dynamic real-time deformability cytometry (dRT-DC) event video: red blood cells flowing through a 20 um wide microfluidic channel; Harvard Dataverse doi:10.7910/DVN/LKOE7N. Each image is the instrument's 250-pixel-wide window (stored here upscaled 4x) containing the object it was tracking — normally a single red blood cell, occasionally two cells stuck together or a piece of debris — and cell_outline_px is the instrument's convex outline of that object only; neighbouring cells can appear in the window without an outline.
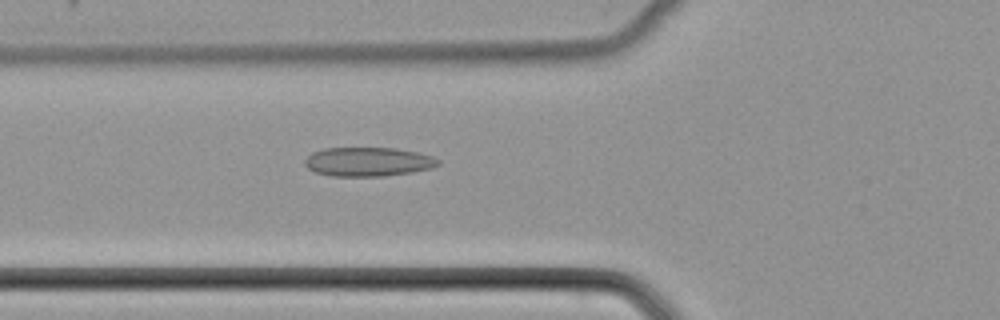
{"species": "common noctule bat (a hibernating species)", "species_latin": "Nyctalus noctula", "temperature_condition": "cold", "stored_images_in_passage": 47, "camera_frame_rate_fps": 3000, "um_per_image_px": 0.085, "animal": {"sex": "female", "body_mass_g": 22.7, "forearm_length_mm": 54.2}, "frame": {"image": 1, "passage_image": 15, "time_ms": 4.667, "image_size_px": [1000, 320], "cell_outline_px": [[440, 164], [432, 168], [412, 172], [384, 176], [332, 176], [316, 172], [308, 168], [304, 164], [304, 160], [312, 152], [324, 148], [396, 148], [416, 152], [432, 156], [440, 160]], "centroid_in_image_um": [31.29, 13.75], "position_along_channel_um": 94.5, "area_um2": 22.6}}
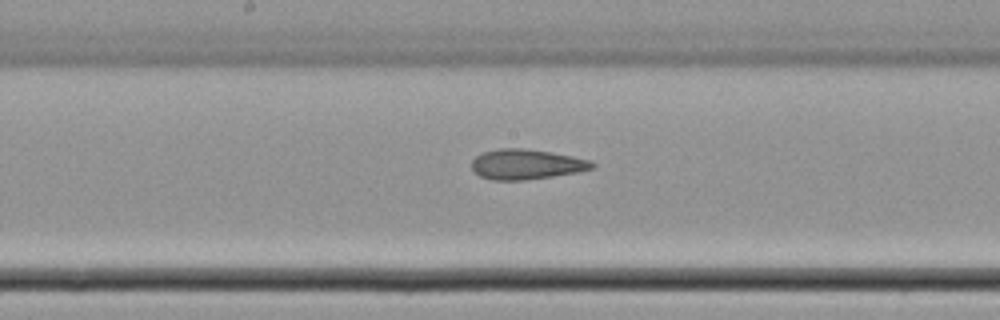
{"frame": {"image": 2, "passage_image": 23, "time_ms": 7.333, "image_size_px": [1000, 320], "cell_outline_px": [[596, 164], [592, 168], [580, 172], [524, 180], [492, 180], [480, 176], [472, 168], [472, 160], [476, 156], [484, 152], [500, 148], [524, 148], [552, 152], [592, 160]], "centroid_in_image_um": [44.77, 13.96], "position_along_channel_um": 203.4, "area_um2": 21.15}}
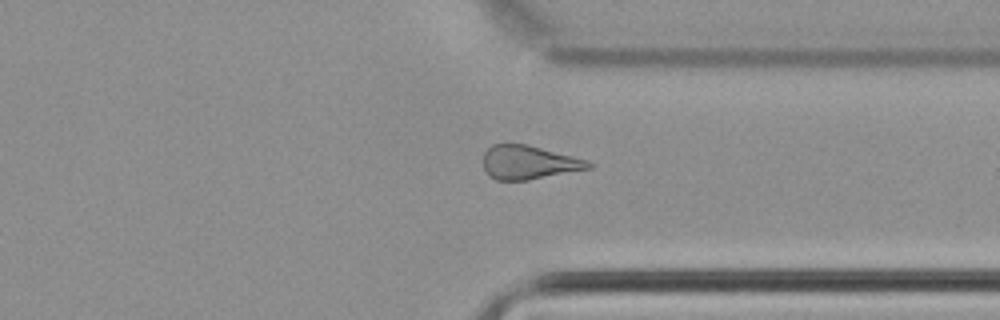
{"frame": {"image": 3, "passage_image": 35, "time_ms": 11.333, "image_size_px": [1000, 320], "cell_outline_px": [[596, 164], [592, 168], [528, 180], [496, 180], [488, 176], [484, 168], [484, 152], [492, 144], [524, 144], [588, 160]], "centroid_in_image_um": [44.96, 13.82], "position_along_channel_um": 366.4, "area_um2": 20.63}}